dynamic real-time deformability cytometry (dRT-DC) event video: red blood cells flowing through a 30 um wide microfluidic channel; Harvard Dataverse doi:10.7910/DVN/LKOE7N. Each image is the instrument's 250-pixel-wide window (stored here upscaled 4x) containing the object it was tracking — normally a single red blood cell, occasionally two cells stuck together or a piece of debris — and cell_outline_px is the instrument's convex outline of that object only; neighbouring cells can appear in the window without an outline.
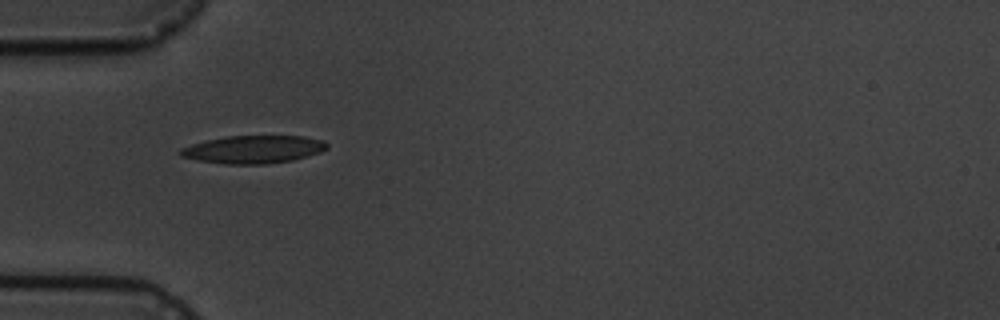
{"species": "common noctule bat (a hibernating species)", "species_latin": "Nyctalus noctula", "temperature_condition": "cold", "stored_images_in_passage": 2, "camera_frame_rate_fps": 3000, "um_per_image_px": 0.085, "animal": {"sex": "male", "body_mass_g": 19.5, "forearm_length_mm": 54.6}, "frame": {"image": 1, "passage_image": 1, "time_ms": 0.0, "image_size_px": [1000, 320], "cell_outline_px": [[328, 148], [320, 152], [308, 156], [292, 160], [264, 164], [228, 164], [200, 160], [180, 156], [180, 148], [192, 144], [208, 140], [228, 136], [304, 136], [324, 140], [328, 144]], "centroid_in_image_um": [21.59, 12.69], "position_along_channel_um": 63.4, "area_um2": 23.58}}
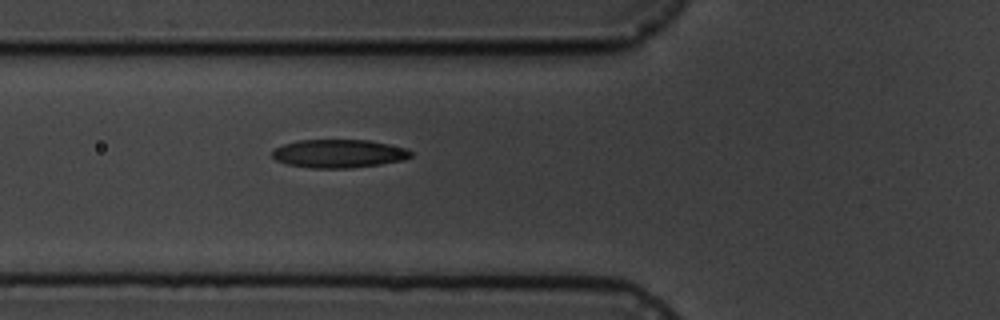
{"frame": {"image": 2, "passage_image": 2, "time_ms": 1.0, "image_size_px": [1000, 320], "cell_outline_px": [[412, 156], [404, 160], [380, 164], [348, 168], [312, 168], [288, 164], [276, 160], [272, 156], [272, 152], [276, 148], [284, 144], [296, 140], [368, 140], [408, 148], [412, 152]], "centroid_in_image_um": [28.82, 13.05], "position_along_channel_um": 97.0, "area_um2": 22.83}}